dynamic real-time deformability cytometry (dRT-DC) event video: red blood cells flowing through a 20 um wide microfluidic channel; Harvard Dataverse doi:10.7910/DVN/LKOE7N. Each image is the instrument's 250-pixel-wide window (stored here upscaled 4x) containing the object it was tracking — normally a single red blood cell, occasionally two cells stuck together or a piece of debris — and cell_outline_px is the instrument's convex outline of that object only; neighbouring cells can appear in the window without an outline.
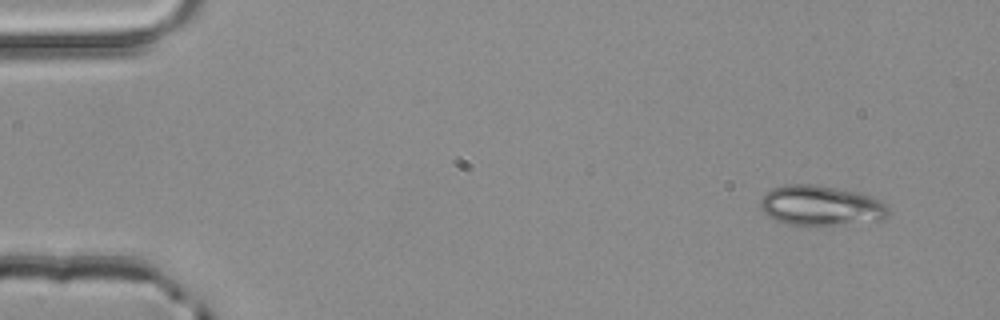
{"species": "common noctule bat (a hibernating species)", "species_latin": "Nyctalus noctula", "temperature_condition": "room temperature", "stored_images_in_passage": 4, "segment_of_instrument_passage": [1, 2], "camera_frame_rate_fps": 3000, "um_per_image_px": 0.085, "animal": {"sex": "male", "body_mass_g": 20.4}, "frame": {"image": 1, "passage_image": 1, "time_ms": 0.0, "image_size_px": [1000, 320], "cell_outline_px": [[888, 216], [884, 220], [836, 224], [784, 224], [768, 216], [760, 208], [760, 200], [772, 188], [784, 184], [816, 184], [856, 192], [872, 196], [888, 204]], "centroid_in_image_um": [69.78, 17.46], "position_along_channel_um": 15.2, "area_um2": 29.77}}